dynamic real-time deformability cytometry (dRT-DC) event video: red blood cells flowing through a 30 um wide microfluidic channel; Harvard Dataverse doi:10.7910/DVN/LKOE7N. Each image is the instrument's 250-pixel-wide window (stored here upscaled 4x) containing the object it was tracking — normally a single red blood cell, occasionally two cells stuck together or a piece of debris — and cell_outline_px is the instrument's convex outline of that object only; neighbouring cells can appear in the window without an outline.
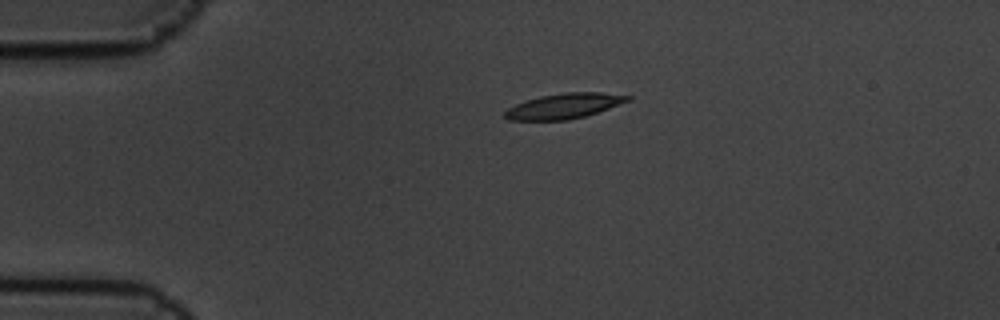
{"species": "common noctule bat (a hibernating species)", "species_latin": "Nyctalus noctula", "temperature_condition": "cold", "stored_images_in_passage": 9, "camera_frame_rate_fps": 3000, "um_per_image_px": 0.085, "animal": {"sex": "male", "body_mass_g": 19.5, "forearm_length_mm": 54.6}, "frame": {"image": 1, "passage_image": 1, "time_ms": 0.0, "image_size_px": [1000, 320], "cell_outline_px": [[632, 100], [584, 116], [568, 120], [508, 120], [504, 116], [504, 112], [508, 108], [524, 100], [540, 96], [564, 92], [600, 92], [632, 96]], "centroid_in_image_um": [47.93, 9.0], "position_along_channel_um": 37.1, "area_um2": 18.03}}
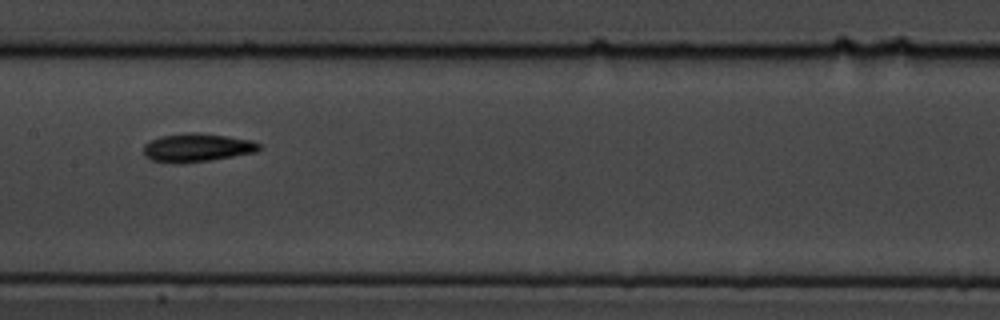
{"frame": {"image": 2, "passage_image": 6, "time_ms": 1.667, "image_size_px": [1000, 320], "cell_outline_px": [[260, 148], [256, 152], [212, 160], [180, 164], [172, 164], [152, 160], [144, 156], [144, 144], [160, 136], [192, 132], [196, 132], [252, 140], [260, 144]], "centroid_in_image_um": [16.72, 12.57], "position_along_channel_um": 190.7, "area_um2": 19.19}}
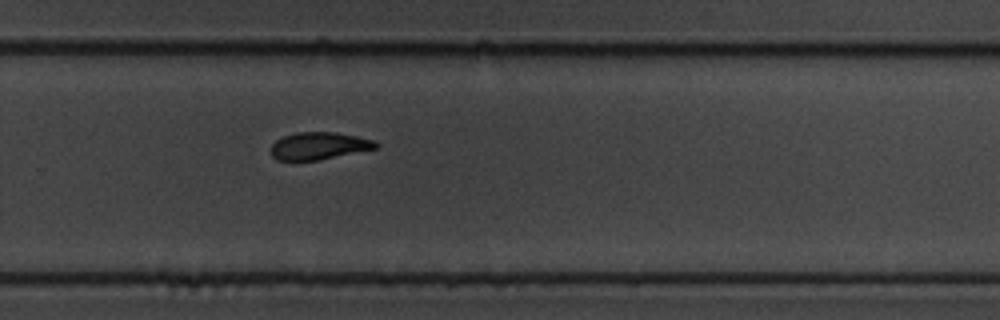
{"frame": {"image": 3, "passage_image": 9, "time_ms": 2.667, "image_size_px": [1000, 320], "cell_outline_px": [[380, 148], [320, 160], [276, 160], [272, 156], [272, 144], [276, 140], [284, 136], [296, 132], [336, 132], [376, 140], [380, 144]], "centroid_in_image_um": [27.18, 12.4], "position_along_channel_um": 302.6, "area_um2": 16.94}}